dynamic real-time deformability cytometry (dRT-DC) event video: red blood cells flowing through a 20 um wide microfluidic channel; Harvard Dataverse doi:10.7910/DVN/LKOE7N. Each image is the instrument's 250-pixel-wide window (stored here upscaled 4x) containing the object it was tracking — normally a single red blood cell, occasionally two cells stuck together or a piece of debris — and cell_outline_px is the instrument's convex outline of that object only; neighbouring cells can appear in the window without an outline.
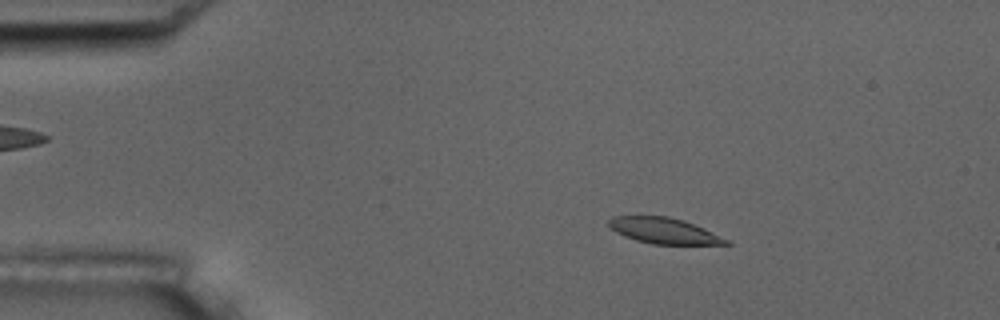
{"species": "common noctule bat (a hibernating species)", "species_latin": "Nyctalus noctula", "temperature_condition": "room temperature", "stored_images_in_passage": 4, "camera_frame_rate_fps": 3000, "um_per_image_px": 0.085, "animal": {"sex": "male", "body_mass_g": 17.5, "forearm_length_mm": 52.3}, "frame": {"image": 1, "passage_image": 2, "time_ms": 1.333, "image_size_px": [1000, 320], "cell_outline_px": [[732, 244], [652, 244], [636, 240], [624, 236], [608, 228], [608, 220], [612, 216], [668, 216], [684, 220], [728, 240]], "centroid_in_image_um": [56.35, 19.6], "position_along_channel_um": 28.7, "area_um2": 17.46}}